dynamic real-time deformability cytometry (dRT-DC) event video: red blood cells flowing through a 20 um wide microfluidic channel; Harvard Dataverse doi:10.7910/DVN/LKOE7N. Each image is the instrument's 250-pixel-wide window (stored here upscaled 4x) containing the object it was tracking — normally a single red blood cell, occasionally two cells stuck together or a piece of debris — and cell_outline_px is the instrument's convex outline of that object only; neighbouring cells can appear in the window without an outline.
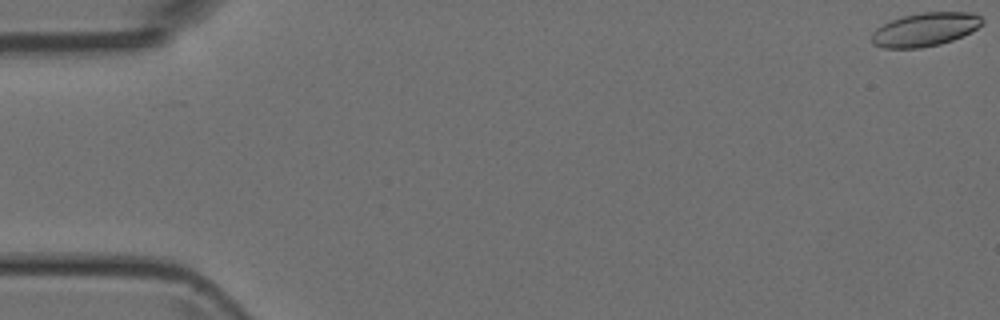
{"species": "Egyptian fruit bat (a non-hibernating species)", "species_latin": "Rousettus aegyptiacus", "temperature_condition": "room temperature", "stored_images_in_passage": 5, "camera_frame_rate_fps": 3000, "um_per_image_px": 0.085, "animal": {"sex": "female"}, "frame": {"image": 1, "passage_image": 1, "time_ms": 0.0, "image_size_px": [1000, 320], "cell_outline_px": [[984, 24], [972, 32], [952, 40], [940, 44], [920, 48], [884, 48], [872, 44], [872, 32], [876, 28], [892, 20], [904, 16], [920, 12], [968, 12], [980, 16], [984, 20]], "centroid_in_image_um": [78.65, 2.51], "position_along_channel_um": 6.3, "area_um2": 21.68}}
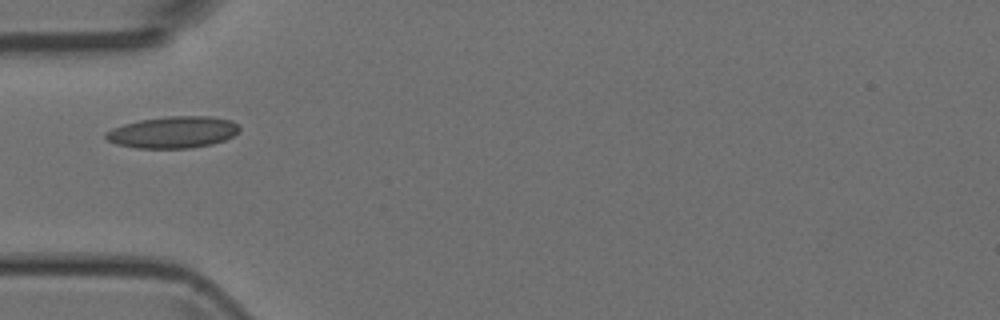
{"frame": {"image": 2, "passage_image": 5, "time_ms": 5.333, "image_size_px": [1000, 320], "cell_outline_px": [[240, 128], [232, 136], [224, 140], [212, 144], [192, 148], [136, 148], [116, 144], [108, 140], [104, 136], [104, 132], [112, 128], [124, 124], [140, 120], [168, 116], [208, 116], [232, 120]], "centroid_in_image_um": [14.68, 11.24], "position_along_channel_um": 70.3, "area_um2": 24.62}}